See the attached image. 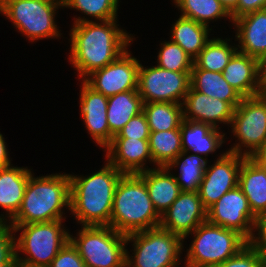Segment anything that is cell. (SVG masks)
Instances as JSON below:
<instances>
[{"label": "cell", "mask_w": 266, "mask_h": 267, "mask_svg": "<svg viewBox=\"0 0 266 267\" xmlns=\"http://www.w3.org/2000/svg\"><path fill=\"white\" fill-rule=\"evenodd\" d=\"M235 41L239 52L256 58L266 59V9L247 13L233 20Z\"/></svg>", "instance_id": "d6986e66"}, {"label": "cell", "mask_w": 266, "mask_h": 267, "mask_svg": "<svg viewBox=\"0 0 266 267\" xmlns=\"http://www.w3.org/2000/svg\"><path fill=\"white\" fill-rule=\"evenodd\" d=\"M31 174L27 167L0 168V206L5 211V215H0V222H8L16 215Z\"/></svg>", "instance_id": "44dd1931"}, {"label": "cell", "mask_w": 266, "mask_h": 267, "mask_svg": "<svg viewBox=\"0 0 266 267\" xmlns=\"http://www.w3.org/2000/svg\"><path fill=\"white\" fill-rule=\"evenodd\" d=\"M190 87L208 97L228 102L234 109L244 98L223 77L220 72L205 69H192L190 73Z\"/></svg>", "instance_id": "d4e9b609"}, {"label": "cell", "mask_w": 266, "mask_h": 267, "mask_svg": "<svg viewBox=\"0 0 266 267\" xmlns=\"http://www.w3.org/2000/svg\"><path fill=\"white\" fill-rule=\"evenodd\" d=\"M207 221V209L198 192L182 191L161 215L160 227L179 235L184 240L200 224Z\"/></svg>", "instance_id": "9a60e30c"}, {"label": "cell", "mask_w": 266, "mask_h": 267, "mask_svg": "<svg viewBox=\"0 0 266 267\" xmlns=\"http://www.w3.org/2000/svg\"><path fill=\"white\" fill-rule=\"evenodd\" d=\"M185 255L184 267H215L236 255L249 241L238 231L209 223L200 224Z\"/></svg>", "instance_id": "8992f818"}, {"label": "cell", "mask_w": 266, "mask_h": 267, "mask_svg": "<svg viewBox=\"0 0 266 267\" xmlns=\"http://www.w3.org/2000/svg\"><path fill=\"white\" fill-rule=\"evenodd\" d=\"M245 158L225 151L212 165L207 163L197 191L206 209L215 204L226 192L238 186L239 172Z\"/></svg>", "instance_id": "5bb4252c"}, {"label": "cell", "mask_w": 266, "mask_h": 267, "mask_svg": "<svg viewBox=\"0 0 266 267\" xmlns=\"http://www.w3.org/2000/svg\"><path fill=\"white\" fill-rule=\"evenodd\" d=\"M150 129L145 113L142 111L132 117L113 138L149 139Z\"/></svg>", "instance_id": "8d00e7d4"}, {"label": "cell", "mask_w": 266, "mask_h": 267, "mask_svg": "<svg viewBox=\"0 0 266 267\" xmlns=\"http://www.w3.org/2000/svg\"><path fill=\"white\" fill-rule=\"evenodd\" d=\"M220 130L202 122L183 120L180 125L182 150L193 152L208 160V154L216 153L225 143V133Z\"/></svg>", "instance_id": "603a6c76"}, {"label": "cell", "mask_w": 266, "mask_h": 267, "mask_svg": "<svg viewBox=\"0 0 266 267\" xmlns=\"http://www.w3.org/2000/svg\"><path fill=\"white\" fill-rule=\"evenodd\" d=\"M261 93L266 95V59L261 62Z\"/></svg>", "instance_id": "ee69618b"}, {"label": "cell", "mask_w": 266, "mask_h": 267, "mask_svg": "<svg viewBox=\"0 0 266 267\" xmlns=\"http://www.w3.org/2000/svg\"><path fill=\"white\" fill-rule=\"evenodd\" d=\"M143 111V102L138 90H129L108 97L107 122L110 134L116 136L125 124Z\"/></svg>", "instance_id": "484cf974"}, {"label": "cell", "mask_w": 266, "mask_h": 267, "mask_svg": "<svg viewBox=\"0 0 266 267\" xmlns=\"http://www.w3.org/2000/svg\"><path fill=\"white\" fill-rule=\"evenodd\" d=\"M182 105L183 120L202 122L218 129L221 123L229 126L234 113V108L228 102L208 97L191 87Z\"/></svg>", "instance_id": "ac0fdd59"}, {"label": "cell", "mask_w": 266, "mask_h": 267, "mask_svg": "<svg viewBox=\"0 0 266 267\" xmlns=\"http://www.w3.org/2000/svg\"><path fill=\"white\" fill-rule=\"evenodd\" d=\"M124 174L107 160L89 176L69 174L70 210L82 226H109L115 190Z\"/></svg>", "instance_id": "7a4b0ae2"}, {"label": "cell", "mask_w": 266, "mask_h": 267, "mask_svg": "<svg viewBox=\"0 0 266 267\" xmlns=\"http://www.w3.org/2000/svg\"><path fill=\"white\" fill-rule=\"evenodd\" d=\"M138 175L144 180L149 197L160 216L182 192L173 172L171 174L166 166L150 167Z\"/></svg>", "instance_id": "7402d4cb"}, {"label": "cell", "mask_w": 266, "mask_h": 267, "mask_svg": "<svg viewBox=\"0 0 266 267\" xmlns=\"http://www.w3.org/2000/svg\"><path fill=\"white\" fill-rule=\"evenodd\" d=\"M15 236L14 228L8 222H0V265H18Z\"/></svg>", "instance_id": "e575fe53"}, {"label": "cell", "mask_w": 266, "mask_h": 267, "mask_svg": "<svg viewBox=\"0 0 266 267\" xmlns=\"http://www.w3.org/2000/svg\"><path fill=\"white\" fill-rule=\"evenodd\" d=\"M63 8H73L97 21L116 20L119 0H63Z\"/></svg>", "instance_id": "d6a6232c"}, {"label": "cell", "mask_w": 266, "mask_h": 267, "mask_svg": "<svg viewBox=\"0 0 266 267\" xmlns=\"http://www.w3.org/2000/svg\"><path fill=\"white\" fill-rule=\"evenodd\" d=\"M130 241L133 243V256L126 250V267L181 265L180 254L184 249V239L160 226L126 235L127 244Z\"/></svg>", "instance_id": "52a82bcc"}, {"label": "cell", "mask_w": 266, "mask_h": 267, "mask_svg": "<svg viewBox=\"0 0 266 267\" xmlns=\"http://www.w3.org/2000/svg\"><path fill=\"white\" fill-rule=\"evenodd\" d=\"M175 6L182 12V17L192 19L209 27L210 21L230 19L231 15L218 0H173Z\"/></svg>", "instance_id": "1f68e13d"}, {"label": "cell", "mask_w": 266, "mask_h": 267, "mask_svg": "<svg viewBox=\"0 0 266 267\" xmlns=\"http://www.w3.org/2000/svg\"><path fill=\"white\" fill-rule=\"evenodd\" d=\"M157 66L174 72H191L193 59L173 41H162L157 55Z\"/></svg>", "instance_id": "836d02e7"}, {"label": "cell", "mask_w": 266, "mask_h": 267, "mask_svg": "<svg viewBox=\"0 0 266 267\" xmlns=\"http://www.w3.org/2000/svg\"><path fill=\"white\" fill-rule=\"evenodd\" d=\"M59 8L61 0H0V14L31 42L61 37L55 23Z\"/></svg>", "instance_id": "ba28073f"}, {"label": "cell", "mask_w": 266, "mask_h": 267, "mask_svg": "<svg viewBox=\"0 0 266 267\" xmlns=\"http://www.w3.org/2000/svg\"><path fill=\"white\" fill-rule=\"evenodd\" d=\"M63 221L10 224L15 233L21 230L20 236L15 238L18 264L28 267H49L58 252L69 241L70 232L62 225ZM21 252L24 257L20 256Z\"/></svg>", "instance_id": "5b68a950"}, {"label": "cell", "mask_w": 266, "mask_h": 267, "mask_svg": "<svg viewBox=\"0 0 266 267\" xmlns=\"http://www.w3.org/2000/svg\"><path fill=\"white\" fill-rule=\"evenodd\" d=\"M264 260L259 252L248 243L236 255L215 267H261Z\"/></svg>", "instance_id": "d590c367"}, {"label": "cell", "mask_w": 266, "mask_h": 267, "mask_svg": "<svg viewBox=\"0 0 266 267\" xmlns=\"http://www.w3.org/2000/svg\"><path fill=\"white\" fill-rule=\"evenodd\" d=\"M150 131L180 129L183 122V105L172 102L143 103Z\"/></svg>", "instance_id": "f546056e"}, {"label": "cell", "mask_w": 266, "mask_h": 267, "mask_svg": "<svg viewBox=\"0 0 266 267\" xmlns=\"http://www.w3.org/2000/svg\"><path fill=\"white\" fill-rule=\"evenodd\" d=\"M230 126L238 143L227 151L249 158L266 141V95L243 98Z\"/></svg>", "instance_id": "30bf717a"}, {"label": "cell", "mask_w": 266, "mask_h": 267, "mask_svg": "<svg viewBox=\"0 0 266 267\" xmlns=\"http://www.w3.org/2000/svg\"><path fill=\"white\" fill-rule=\"evenodd\" d=\"M257 165L266 167V141L249 157Z\"/></svg>", "instance_id": "b9f144b4"}, {"label": "cell", "mask_w": 266, "mask_h": 267, "mask_svg": "<svg viewBox=\"0 0 266 267\" xmlns=\"http://www.w3.org/2000/svg\"><path fill=\"white\" fill-rule=\"evenodd\" d=\"M77 234H69V241L86 267H126V235L110 226L82 225Z\"/></svg>", "instance_id": "9c48e42d"}, {"label": "cell", "mask_w": 266, "mask_h": 267, "mask_svg": "<svg viewBox=\"0 0 266 267\" xmlns=\"http://www.w3.org/2000/svg\"><path fill=\"white\" fill-rule=\"evenodd\" d=\"M0 267H18V265H0Z\"/></svg>", "instance_id": "f6af8a7d"}, {"label": "cell", "mask_w": 266, "mask_h": 267, "mask_svg": "<svg viewBox=\"0 0 266 267\" xmlns=\"http://www.w3.org/2000/svg\"><path fill=\"white\" fill-rule=\"evenodd\" d=\"M230 38L225 40L213 37L193 60L192 69H205L222 73L232 56L238 51L237 45H230Z\"/></svg>", "instance_id": "f1b7e54d"}, {"label": "cell", "mask_w": 266, "mask_h": 267, "mask_svg": "<svg viewBox=\"0 0 266 267\" xmlns=\"http://www.w3.org/2000/svg\"><path fill=\"white\" fill-rule=\"evenodd\" d=\"M208 160L204 157L182 151L176 159H173L166 167L171 171L172 168H179V175H175L177 183L182 191L197 192L199 185L204 177Z\"/></svg>", "instance_id": "83f0119b"}, {"label": "cell", "mask_w": 266, "mask_h": 267, "mask_svg": "<svg viewBox=\"0 0 266 267\" xmlns=\"http://www.w3.org/2000/svg\"><path fill=\"white\" fill-rule=\"evenodd\" d=\"M160 221L144 180L138 174H124L115 190L109 226L128 235L159 227Z\"/></svg>", "instance_id": "277c9868"}, {"label": "cell", "mask_w": 266, "mask_h": 267, "mask_svg": "<svg viewBox=\"0 0 266 267\" xmlns=\"http://www.w3.org/2000/svg\"><path fill=\"white\" fill-rule=\"evenodd\" d=\"M64 208L70 210L69 174L55 173L35 177L32 173L21 206L8 223L28 224L65 220Z\"/></svg>", "instance_id": "3957f363"}, {"label": "cell", "mask_w": 266, "mask_h": 267, "mask_svg": "<svg viewBox=\"0 0 266 267\" xmlns=\"http://www.w3.org/2000/svg\"><path fill=\"white\" fill-rule=\"evenodd\" d=\"M266 9V0H239L235 10L230 14L232 21L250 12Z\"/></svg>", "instance_id": "ab89813d"}, {"label": "cell", "mask_w": 266, "mask_h": 267, "mask_svg": "<svg viewBox=\"0 0 266 267\" xmlns=\"http://www.w3.org/2000/svg\"><path fill=\"white\" fill-rule=\"evenodd\" d=\"M224 79L244 98L261 93V62L237 51L224 68Z\"/></svg>", "instance_id": "ffe728a7"}, {"label": "cell", "mask_w": 266, "mask_h": 267, "mask_svg": "<svg viewBox=\"0 0 266 267\" xmlns=\"http://www.w3.org/2000/svg\"><path fill=\"white\" fill-rule=\"evenodd\" d=\"M238 186L246 196L253 214L256 217L266 214V168L245 158L241 164Z\"/></svg>", "instance_id": "cb8c5ba5"}, {"label": "cell", "mask_w": 266, "mask_h": 267, "mask_svg": "<svg viewBox=\"0 0 266 267\" xmlns=\"http://www.w3.org/2000/svg\"><path fill=\"white\" fill-rule=\"evenodd\" d=\"M12 165L9 151L3 135L0 133V168H5Z\"/></svg>", "instance_id": "60d3db41"}, {"label": "cell", "mask_w": 266, "mask_h": 267, "mask_svg": "<svg viewBox=\"0 0 266 267\" xmlns=\"http://www.w3.org/2000/svg\"><path fill=\"white\" fill-rule=\"evenodd\" d=\"M256 218L239 186L226 192L207 209L209 223L236 230L248 241L253 236Z\"/></svg>", "instance_id": "4fadbf2b"}, {"label": "cell", "mask_w": 266, "mask_h": 267, "mask_svg": "<svg viewBox=\"0 0 266 267\" xmlns=\"http://www.w3.org/2000/svg\"><path fill=\"white\" fill-rule=\"evenodd\" d=\"M191 72H174L158 66L144 67L138 72V94L143 103L172 102L182 104L190 89Z\"/></svg>", "instance_id": "8fae6325"}, {"label": "cell", "mask_w": 266, "mask_h": 267, "mask_svg": "<svg viewBox=\"0 0 266 267\" xmlns=\"http://www.w3.org/2000/svg\"><path fill=\"white\" fill-rule=\"evenodd\" d=\"M226 11L231 14L238 5L239 0H218Z\"/></svg>", "instance_id": "7bdbcfd3"}, {"label": "cell", "mask_w": 266, "mask_h": 267, "mask_svg": "<svg viewBox=\"0 0 266 267\" xmlns=\"http://www.w3.org/2000/svg\"><path fill=\"white\" fill-rule=\"evenodd\" d=\"M18 267H28V266L18 264Z\"/></svg>", "instance_id": "bcb514c9"}, {"label": "cell", "mask_w": 266, "mask_h": 267, "mask_svg": "<svg viewBox=\"0 0 266 267\" xmlns=\"http://www.w3.org/2000/svg\"><path fill=\"white\" fill-rule=\"evenodd\" d=\"M149 148L153 166H167L183 151L180 129L150 131Z\"/></svg>", "instance_id": "4dcf8cb0"}, {"label": "cell", "mask_w": 266, "mask_h": 267, "mask_svg": "<svg viewBox=\"0 0 266 267\" xmlns=\"http://www.w3.org/2000/svg\"><path fill=\"white\" fill-rule=\"evenodd\" d=\"M94 21L85 16L74 17L69 34L71 44L68 62L77 70V76L82 80L112 63L135 39L133 34L120 28L117 19Z\"/></svg>", "instance_id": "6da1fadb"}, {"label": "cell", "mask_w": 266, "mask_h": 267, "mask_svg": "<svg viewBox=\"0 0 266 267\" xmlns=\"http://www.w3.org/2000/svg\"><path fill=\"white\" fill-rule=\"evenodd\" d=\"M139 59L127 49L112 63L88 75L84 81L106 97L138 88Z\"/></svg>", "instance_id": "7c38bea8"}, {"label": "cell", "mask_w": 266, "mask_h": 267, "mask_svg": "<svg viewBox=\"0 0 266 267\" xmlns=\"http://www.w3.org/2000/svg\"><path fill=\"white\" fill-rule=\"evenodd\" d=\"M249 243L259 252L266 263V214L257 216L254 233Z\"/></svg>", "instance_id": "f35d334b"}, {"label": "cell", "mask_w": 266, "mask_h": 267, "mask_svg": "<svg viewBox=\"0 0 266 267\" xmlns=\"http://www.w3.org/2000/svg\"><path fill=\"white\" fill-rule=\"evenodd\" d=\"M212 29L192 19L180 16L172 25L171 41L177 43L193 60L210 40Z\"/></svg>", "instance_id": "4316f807"}, {"label": "cell", "mask_w": 266, "mask_h": 267, "mask_svg": "<svg viewBox=\"0 0 266 267\" xmlns=\"http://www.w3.org/2000/svg\"><path fill=\"white\" fill-rule=\"evenodd\" d=\"M81 83L80 114L90 137L104 149L113 140L107 122L108 97L95 91L84 80Z\"/></svg>", "instance_id": "2e32d148"}, {"label": "cell", "mask_w": 266, "mask_h": 267, "mask_svg": "<svg viewBox=\"0 0 266 267\" xmlns=\"http://www.w3.org/2000/svg\"><path fill=\"white\" fill-rule=\"evenodd\" d=\"M148 140L113 138L103 151L107 161L123 174H138L150 169L148 161L153 164Z\"/></svg>", "instance_id": "e0dca14e"}, {"label": "cell", "mask_w": 266, "mask_h": 267, "mask_svg": "<svg viewBox=\"0 0 266 267\" xmlns=\"http://www.w3.org/2000/svg\"><path fill=\"white\" fill-rule=\"evenodd\" d=\"M49 267H86L77 249L68 241Z\"/></svg>", "instance_id": "74e56055"}]
</instances>
